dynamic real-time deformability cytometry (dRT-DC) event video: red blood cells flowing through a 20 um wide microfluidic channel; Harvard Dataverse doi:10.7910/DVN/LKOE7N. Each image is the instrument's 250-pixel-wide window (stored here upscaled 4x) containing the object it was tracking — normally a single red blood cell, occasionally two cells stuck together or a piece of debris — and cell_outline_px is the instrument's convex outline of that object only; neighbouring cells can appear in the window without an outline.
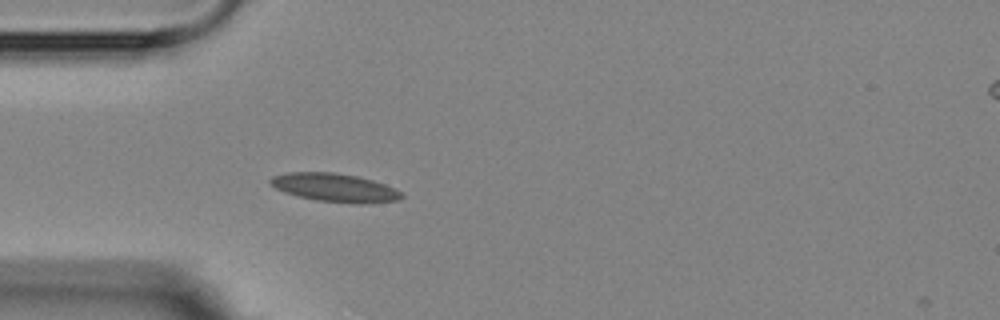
{"species": "Egyptian fruit bat (a non-hibernating species)", "species_latin": "Rousettus aegyptiacus", "temperature_condition": "room temperature", "stored_images_in_passage": 6, "camera_frame_rate_fps": 3000, "um_per_image_px": 0.085, "animal": {"sex": "female"}, "frame": {"image": 1, "passage_image": 5, "time_ms": 4.333, "image_size_px": [1000, 320], "cell_outline_px": [[404, 196], [400, 200], [364, 204], [360, 204], [316, 200], [284, 192], [268, 184], [268, 180], [272, 176], [288, 172], [332, 172], [356, 176], [372, 180], [396, 188], [404, 192]], "centroid_in_image_um": [28.48, 15.95], "position_along_channel_um": 56.5, "area_um2": 21.85}}